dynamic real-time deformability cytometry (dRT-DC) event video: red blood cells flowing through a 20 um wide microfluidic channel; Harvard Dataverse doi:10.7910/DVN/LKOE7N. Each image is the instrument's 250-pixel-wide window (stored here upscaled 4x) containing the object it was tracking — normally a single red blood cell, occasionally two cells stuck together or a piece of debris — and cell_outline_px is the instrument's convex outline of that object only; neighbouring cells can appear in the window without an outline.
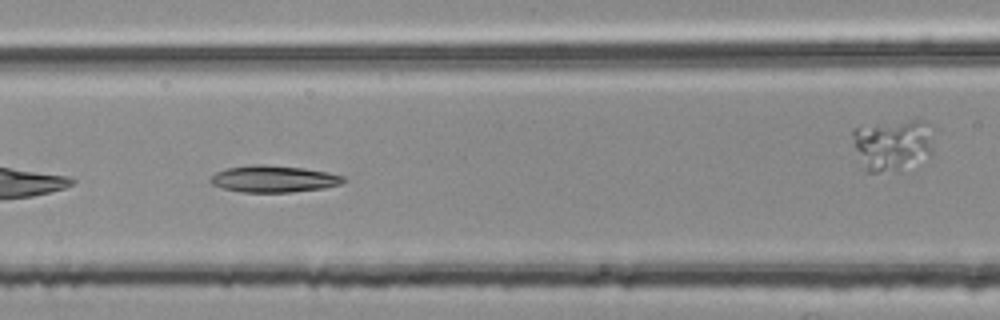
{"species": "common noctule bat (a hibernating species)", "species_latin": "Nyctalus noctula", "temperature_condition": "room temperature", "stored_images_in_passage": 24, "camera_frame_rate_fps": 3000, "um_per_image_px": 0.085, "animal": {"sex": "female", "body_mass_g": 25.1}, "frame": {"image": 1, "passage_image": 8, "time_ms": 2.333, "image_size_px": [1000, 320], "cell_outline_px": [[348, 180], [340, 184], [324, 188], [292, 192], [244, 192], [220, 188], [212, 184], [208, 180], [216, 172], [228, 168], [256, 164], [268, 164], [304, 168], [328, 172], [344, 176]], "centroid_in_image_um": [23.28, 15.2], "position_along_channel_um": 143.3, "area_um2": 20.87}}
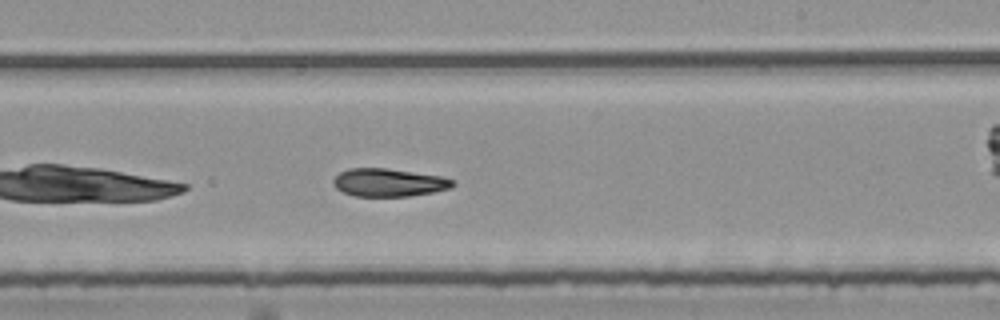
{"frame": {"image": 2, "passage_image": 17, "time_ms": 5.333, "image_size_px": [1000, 320], "cell_outline_px": [[456, 184], [448, 188], [432, 192], [408, 196], [352, 196], [336, 188], [332, 180], [340, 172], [348, 168], [388, 168], [440, 176], [456, 180]], "centroid_in_image_um": [33.03, 15.51], "position_along_channel_um": 256.0, "area_um2": 19.42}}